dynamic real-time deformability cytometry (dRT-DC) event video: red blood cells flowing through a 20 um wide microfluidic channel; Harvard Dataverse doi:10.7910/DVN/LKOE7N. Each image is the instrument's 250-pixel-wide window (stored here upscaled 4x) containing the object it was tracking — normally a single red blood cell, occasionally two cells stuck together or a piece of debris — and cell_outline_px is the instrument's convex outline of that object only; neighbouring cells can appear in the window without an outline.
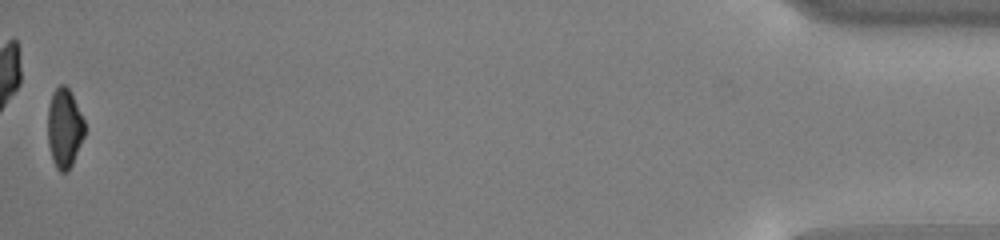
{"species": "common noctule bat (a hibernating species)", "species_latin": "Nyctalus noctula", "temperature_condition": "cold", "stored_images_in_passage": 53, "camera_frame_rate_fps": 3000, "um_per_image_px": 0.085, "animal": {"sex": "male", "body_mass_g": 13.0, "forearm_length_mm": 53.1}, "frame": {"image": 1, "passage_image": 53, "time_ms": 17.333, "image_size_px": [1000, 240], "cell_outline_px": [[84, 136], [72, 164], [68, 172], [60, 172], [56, 168], [52, 160], [48, 144], [48, 108], [52, 92], [60, 84], [64, 84], [68, 88], [84, 120]], "centroid_in_image_um": [5.45, 10.91], "position_along_channel_um": 429.7, "area_um2": 16.94}, "authors_computed_cell_mechanics": {"area_um2": 18.496, "velocity_mm_per_s": 3.8657, "shape_relaxation_time_tau1_ms": 2.3198, "shape_relaxation_time_tau2_ms": null, "deformation_change_tau1": 0.1251, "deformation_change_tau2": null}}